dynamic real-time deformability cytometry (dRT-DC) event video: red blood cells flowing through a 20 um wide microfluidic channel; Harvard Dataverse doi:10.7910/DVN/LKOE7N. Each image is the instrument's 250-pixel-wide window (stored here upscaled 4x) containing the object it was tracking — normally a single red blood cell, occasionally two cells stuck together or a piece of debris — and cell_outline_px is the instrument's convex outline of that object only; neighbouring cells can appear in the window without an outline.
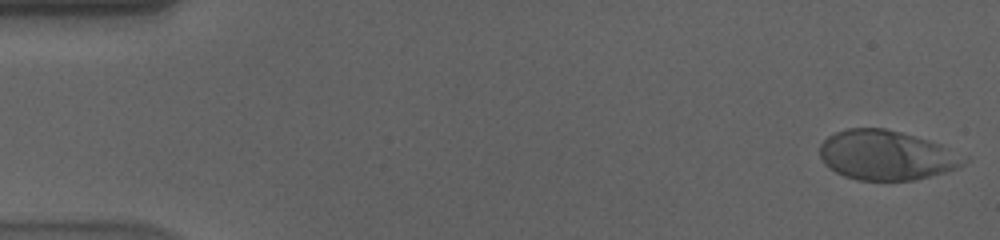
{"species": "human", "species_latin": "Homo sapiens", "temperature_condition": "cold", "stored_images_in_passage": 56, "camera_frame_rate_fps": 3000, "um_per_image_px": 0.085, "donor": {"sex": "male"}, "frame": {"image": 1, "passage_image": 1, "time_ms": 0.0, "image_size_px": [1000, 240], "cell_outline_px": [[968, 160], [964, 164], [956, 168], [944, 172], [916, 180], [856, 180], [844, 176], [828, 168], [824, 164], [820, 156], [820, 144], [828, 136], [836, 132], [848, 128], [884, 128], [900, 132], [928, 140], [940, 144], [968, 156]], "centroid_in_image_um": [75.34, 13.2], "position_along_channel_um": 9.7, "area_um2": 41.79}}
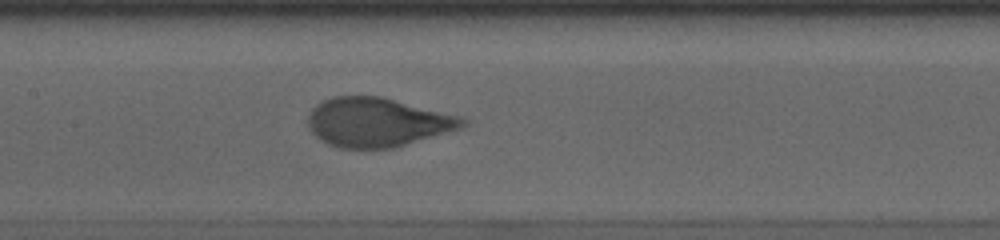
{"frame": {"image": 2, "passage_image": 27, "time_ms": 8.667, "image_size_px": [1000, 240], "cell_outline_px": [[468, 124], [460, 128], [396, 148], [340, 148], [328, 144], [320, 140], [308, 128], [308, 116], [312, 108], [316, 104], [332, 96], [380, 96], [460, 116], [468, 120]], "centroid_in_image_um": [32.06, 10.39], "position_along_channel_um": 175.3, "area_um2": 44.22}}
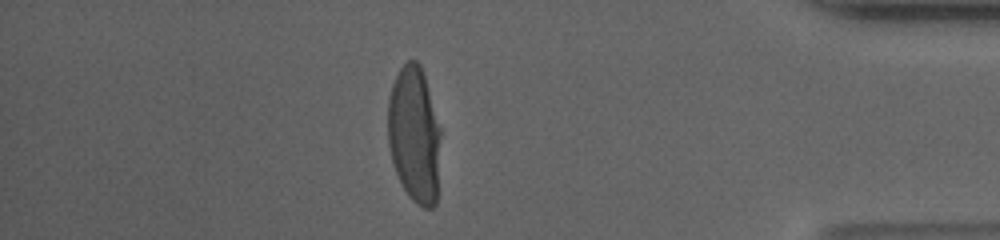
{"frame": {"image": 3, "passage_image": 49, "time_ms": 16.0, "image_size_px": [1000, 240], "cell_outline_px": [[440, 136], [436, 204], [432, 208], [424, 208], [416, 204], [408, 196], [396, 172], [392, 160], [388, 144], [388, 100], [392, 84], [400, 68], [408, 60], [416, 60], [420, 64], [424, 76], [440, 128]], "centroid_in_image_um": [35.2, 11.46], "position_along_channel_um": 400.0, "area_um2": 41.67}, "authors_computed_cell_mechanics": {"area_um2": 43.5523, "velocity_mm_per_s": 3.5615, "shape_relaxation_time_tau1_ms": 4.0241, "shape_relaxation_time_tau2_ms": null, "deformation_change_tau1": 0.1939, "deformation_change_tau2": null}}